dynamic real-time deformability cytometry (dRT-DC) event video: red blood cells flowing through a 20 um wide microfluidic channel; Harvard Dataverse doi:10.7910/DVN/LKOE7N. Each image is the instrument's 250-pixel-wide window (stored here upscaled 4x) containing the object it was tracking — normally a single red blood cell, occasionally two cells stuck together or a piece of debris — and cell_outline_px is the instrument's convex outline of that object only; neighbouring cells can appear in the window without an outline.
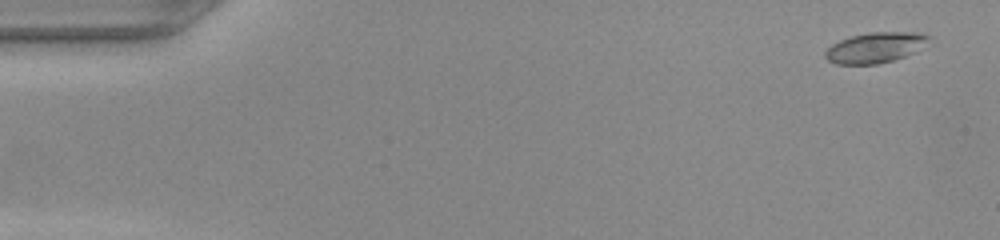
{"species": "common noctule bat (a hibernating species)", "species_latin": "Nyctalus noctula", "temperature_condition": "warm", "stored_images_in_passage": 51, "camera_frame_rate_fps": 3000, "um_per_image_px": 0.085, "animal": {"sex": "female", "body_mass_g": 22.0, "forearm_length_mm": 56.7}, "frame": {"image": 1, "passage_image": 3, "time_ms": 0.667, "image_size_px": [1000, 240], "cell_outline_px": [[932, 36], [912, 52], [904, 56], [892, 60], [876, 64], [836, 64], [828, 60], [824, 56], [824, 52], [832, 44], [840, 40], [852, 36], [868, 32], [916, 32]], "centroid_in_image_um": [74.32, 4.04], "position_along_channel_um": 10.7, "area_um2": 17.98}}
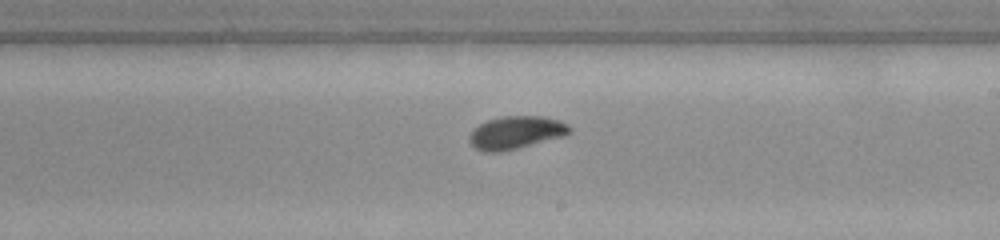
{"frame": {"image": 2, "passage_image": 30, "time_ms": 9.667, "image_size_px": [1000, 240], "cell_outline_px": [[572, 132], [564, 136], [516, 148], [496, 152], [484, 152], [476, 148], [468, 140], [468, 136], [480, 124], [488, 120], [500, 116], [544, 116], [560, 120], [568, 124], [572, 128]], "centroid_in_image_um": [43.89, 11.25], "position_along_channel_um": 245.1, "area_um2": 19.07}}
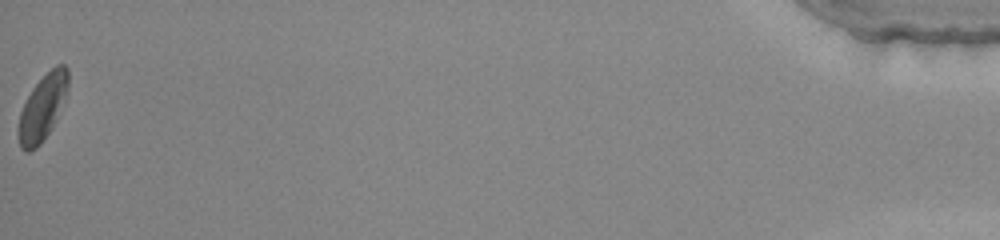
{"frame": {"image": 3, "passage_image": 51, "time_ms": 16.667, "image_size_px": [1000, 240], "cell_outline_px": [[68, 88], [52, 124], [48, 132], [40, 144], [36, 148], [28, 152], [24, 152], [20, 148], [16, 128], [20, 112], [32, 88], [56, 64], [64, 64], [68, 68]], "centroid_in_image_um": [3.56, 9.16], "position_along_channel_um": 431.6, "area_um2": 18.61}}